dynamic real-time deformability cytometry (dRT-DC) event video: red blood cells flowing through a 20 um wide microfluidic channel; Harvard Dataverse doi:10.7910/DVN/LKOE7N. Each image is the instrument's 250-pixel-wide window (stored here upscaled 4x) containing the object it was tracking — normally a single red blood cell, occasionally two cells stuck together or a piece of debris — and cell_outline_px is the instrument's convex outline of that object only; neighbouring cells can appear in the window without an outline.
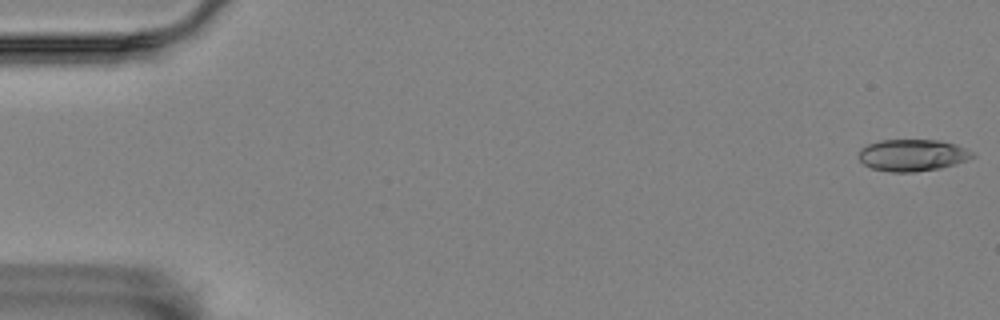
{"species": "Egyptian fruit bat (a non-hibernating species)", "species_latin": "Rousettus aegyptiacus", "temperature_condition": "room temperature", "stored_images_in_passage": 4, "camera_frame_rate_fps": 3000, "um_per_image_px": 0.085, "animal": {"sex": "female"}, "frame": {"image": 1, "passage_image": 1, "time_ms": 0.0, "image_size_px": [1000, 320], "cell_outline_px": [[976, 156], [956, 164], [940, 168], [916, 172], [892, 172], [872, 168], [864, 164], [860, 160], [860, 148], [868, 144], [880, 140], [940, 140], [956, 144], [972, 152]], "centroid_in_image_um": [77.57, 13.19], "position_along_channel_um": 7.4, "area_um2": 21.04}}
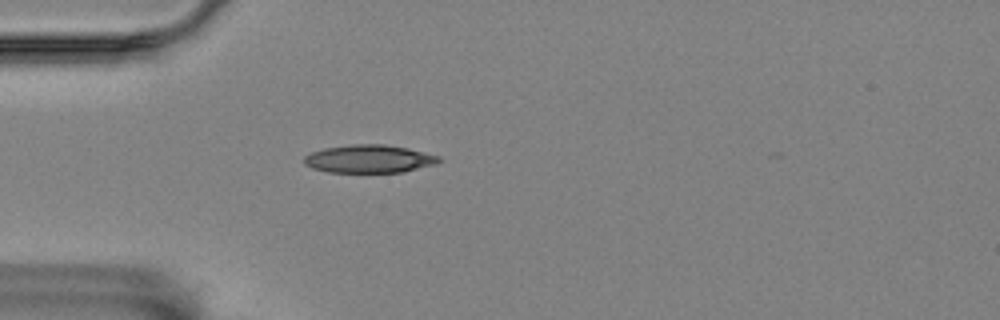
{"frame": {"image": 2, "passage_image": 4, "time_ms": 1.0, "image_size_px": [1000, 320], "cell_outline_px": [[444, 160], [436, 164], [404, 172], [328, 172], [312, 168], [304, 164], [304, 156], [312, 152], [324, 148], [352, 144], [384, 144], [408, 148], [440, 156]], "centroid_in_image_um": [31.41, 13.5], "position_along_channel_um": 53.6, "area_um2": 22.14}}